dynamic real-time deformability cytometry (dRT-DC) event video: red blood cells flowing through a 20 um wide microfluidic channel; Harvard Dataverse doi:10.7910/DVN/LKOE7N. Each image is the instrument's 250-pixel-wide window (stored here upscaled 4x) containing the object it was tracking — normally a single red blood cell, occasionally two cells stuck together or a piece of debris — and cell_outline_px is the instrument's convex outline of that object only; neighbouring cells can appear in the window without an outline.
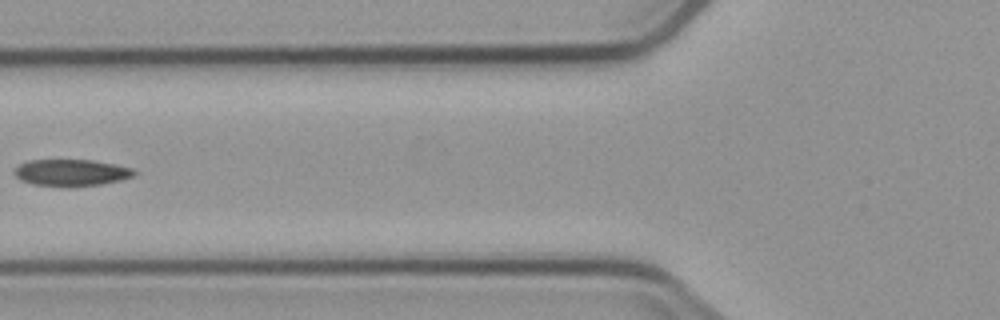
{"species": "common noctule bat (a hibernating species)", "species_latin": "Nyctalus noctula", "temperature_condition": "cold", "stored_images_in_passage": 7, "camera_frame_rate_fps": 3000, "um_per_image_px": 0.085, "animal": {"sex": "male", "body_mass_g": 23.1, "forearm_length_mm": 52.7}, "frame": {"image": 1, "passage_image": 6, "time_ms": 7.0, "image_size_px": [1000, 320], "cell_outline_px": [[136, 172], [132, 176], [120, 180], [100, 184], [36, 184], [20, 180], [16, 176], [16, 168], [20, 164], [28, 160], [92, 160], [116, 164], [132, 168]], "centroid_in_image_um": [6.09, 14.62], "position_along_channel_um": 119.7, "area_um2": 17.69}}
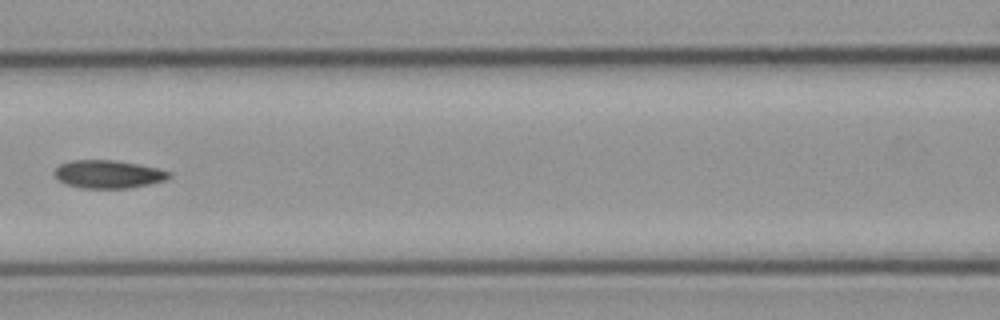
{"frame": {"image": 2, "passage_image": 7, "time_ms": 8.0, "image_size_px": [1000, 320], "cell_outline_px": [[172, 176], [168, 180], [128, 188], [80, 188], [64, 184], [56, 180], [52, 172], [60, 164], [72, 160], [116, 160], [156, 168], [172, 172]], "centroid_in_image_um": [9.16, 14.81], "position_along_channel_um": 157.4, "area_um2": 18.96}}